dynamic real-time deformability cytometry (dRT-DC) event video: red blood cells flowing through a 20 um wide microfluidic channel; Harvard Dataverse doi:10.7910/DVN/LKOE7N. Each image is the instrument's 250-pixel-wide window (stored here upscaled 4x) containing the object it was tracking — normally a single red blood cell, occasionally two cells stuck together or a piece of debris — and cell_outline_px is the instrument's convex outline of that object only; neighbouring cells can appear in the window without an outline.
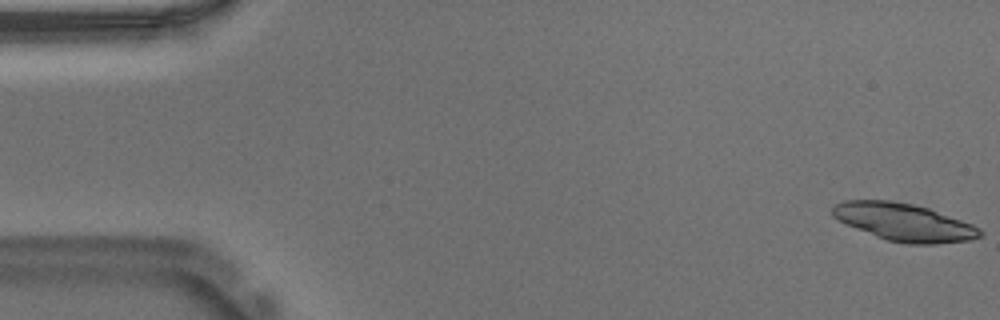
{"species": "Egyptian fruit bat (a non-hibernating species)", "species_latin": "Rousettus aegyptiacus", "temperature_condition": "warm", "stored_images_in_passage": 19, "camera_frame_rate_fps": 3000, "um_per_image_px": 0.085, "animal": {"sex": "male"}, "frame": {"image": 1, "passage_image": 1, "time_ms": 0.0, "image_size_px": [1000, 320], "cell_outline_px": [[984, 236], [972, 240], [936, 244], [908, 244], [888, 240], [876, 236], [856, 228], [832, 216], [832, 208], [836, 204], [844, 200], [888, 200], [912, 204], [928, 208], [972, 224], [980, 228], [984, 232]], "centroid_in_image_um": [76.89, 18.89], "position_along_channel_um": 8.1, "area_um2": 32.14}}
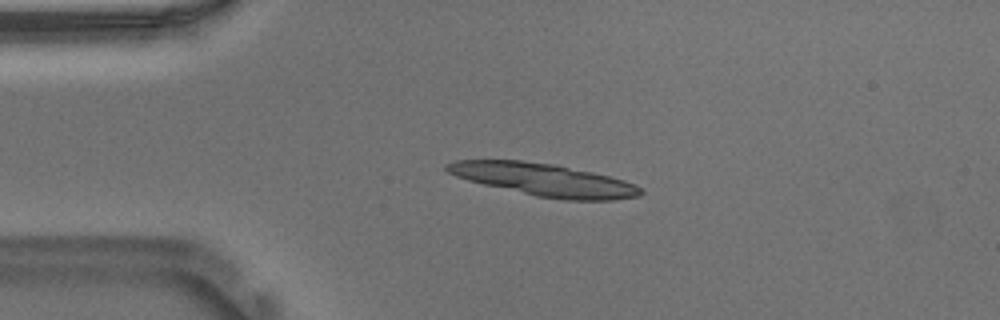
{"frame": {"image": 2, "passage_image": 12, "time_ms": 3.667, "image_size_px": [1000, 320], "cell_outline_px": [[644, 192], [640, 196], [612, 200], [564, 200], [536, 196], [484, 184], [468, 180], [456, 176], [448, 172], [444, 168], [444, 164], [456, 160], [520, 160], [556, 164], [592, 172], [624, 180], [636, 184], [644, 188]], "centroid_in_image_um": [46.27, 15.28], "position_along_channel_um": 38.7, "area_um2": 36.82}}